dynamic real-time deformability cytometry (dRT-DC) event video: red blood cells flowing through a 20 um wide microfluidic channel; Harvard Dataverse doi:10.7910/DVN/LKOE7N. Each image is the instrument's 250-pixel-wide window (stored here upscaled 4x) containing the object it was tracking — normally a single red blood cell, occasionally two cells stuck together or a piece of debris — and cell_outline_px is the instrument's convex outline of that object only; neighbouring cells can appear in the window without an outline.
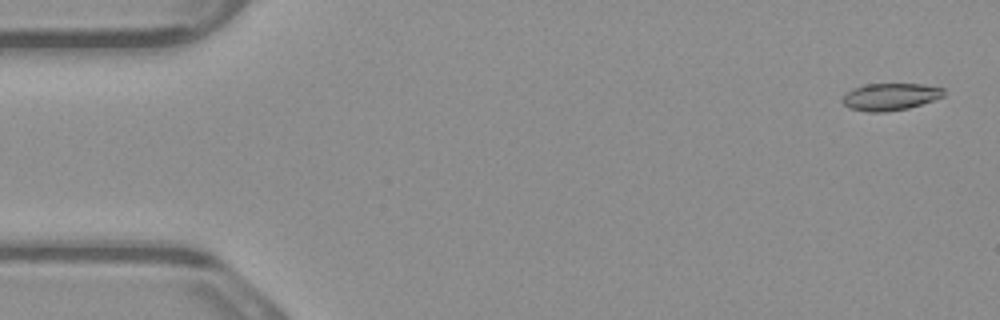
{"species": "common noctule bat (a hibernating species)", "species_latin": "Nyctalus noctula", "temperature_condition": "warm", "stored_images_in_passage": 4, "camera_frame_rate_fps": 3000, "um_per_image_px": 0.085, "animal": {"sex": "male", "body_mass_g": 23.1, "forearm_length_mm": 52.7}, "frame": {"image": 1, "passage_image": 1, "time_ms": 0.0, "image_size_px": [1000, 320], "cell_outline_px": [[944, 96], [908, 108], [884, 112], [868, 112], [848, 108], [840, 100], [852, 88], [868, 84], [924, 84], [944, 88]], "centroid_in_image_um": [75.65, 8.22], "position_along_channel_um": 9.3, "area_um2": 15.95}}
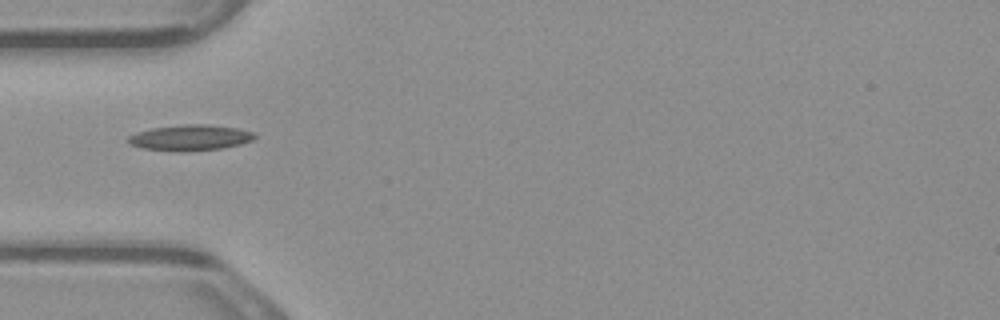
{"frame": {"image": 2, "passage_image": 4, "time_ms": 1.0, "image_size_px": [1000, 320], "cell_outline_px": [[256, 136], [252, 140], [240, 144], [220, 148], [144, 148], [128, 144], [128, 136], [136, 132], [152, 128], [180, 124], [208, 124], [236, 128], [256, 132]], "centroid_in_image_um": [16.2, 11.63], "position_along_channel_um": 68.8, "area_um2": 17.92}}